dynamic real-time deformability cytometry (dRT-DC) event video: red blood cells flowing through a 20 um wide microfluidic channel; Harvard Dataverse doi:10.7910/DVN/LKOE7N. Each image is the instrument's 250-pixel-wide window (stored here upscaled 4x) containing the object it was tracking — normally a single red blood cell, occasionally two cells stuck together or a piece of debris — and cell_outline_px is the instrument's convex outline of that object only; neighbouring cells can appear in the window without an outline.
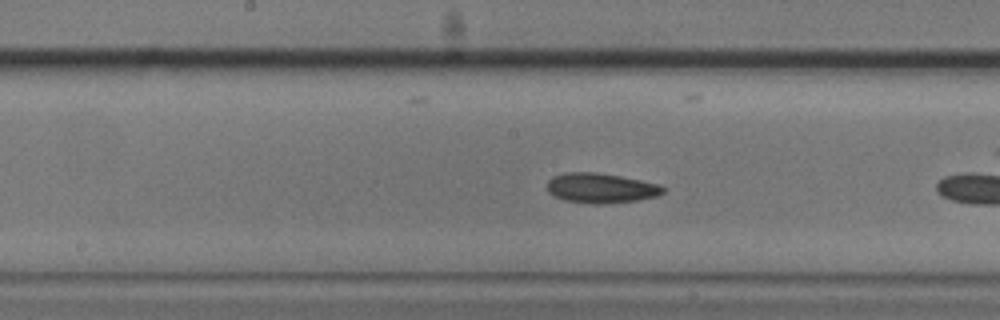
{"species": "common noctule bat (a hibernating species)", "species_latin": "Nyctalus noctula", "temperature_condition": "cold", "stored_images_in_passage": 39, "camera_frame_rate_fps": 3000, "um_per_image_px": 0.085, "animal": {"sex": "male", "body_mass_g": 20.5, "forearm_length_mm": 52.5}, "frame": {"image": 1, "passage_image": 12, "time_ms": 3.667, "image_size_px": [1000, 320], "cell_outline_px": [[664, 192], [656, 196], [636, 200], [600, 204], [592, 204], [564, 200], [548, 192], [548, 180], [552, 176], [564, 172], [596, 172], [620, 176], [660, 184], [664, 188]], "centroid_in_image_um": [51.05, 15.97], "position_along_channel_um": 197.1, "area_um2": 20.11}}